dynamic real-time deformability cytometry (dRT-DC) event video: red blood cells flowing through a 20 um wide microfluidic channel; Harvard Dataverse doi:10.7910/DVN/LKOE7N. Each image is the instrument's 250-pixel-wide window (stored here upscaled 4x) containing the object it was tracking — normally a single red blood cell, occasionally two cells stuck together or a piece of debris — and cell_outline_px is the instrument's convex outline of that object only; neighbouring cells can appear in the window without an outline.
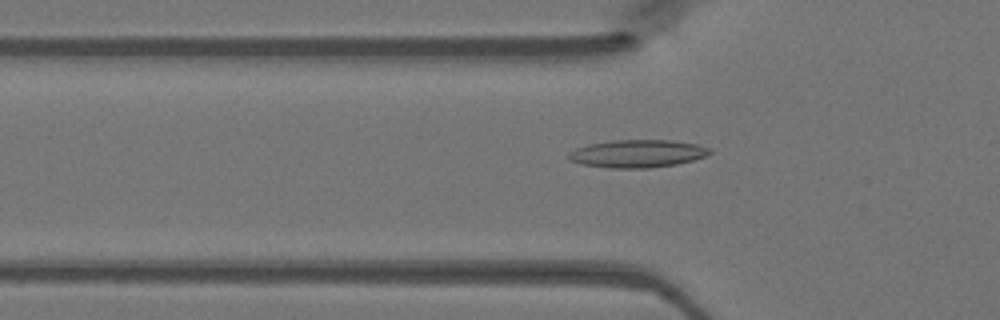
{"species": "Egyptian fruit bat (a non-hibernating species)", "species_latin": "Rousettus aegyptiacus", "temperature_condition": "warm", "stored_images_in_passage": 42, "camera_frame_rate_fps": 3000, "um_per_image_px": 0.085, "animal": {"sex": "female"}, "frame": {"image": 1, "passage_image": 10, "time_ms": 3.0, "image_size_px": [1000, 320], "cell_outline_px": [[712, 152], [704, 156], [692, 160], [676, 164], [648, 168], [612, 168], [580, 164], [568, 160], [568, 152], [576, 148], [588, 144], [612, 140], [672, 140], [696, 144], [712, 148]], "centroid_in_image_um": [54.15, 13.05], "position_along_channel_um": 71.6, "area_um2": 22.89}}
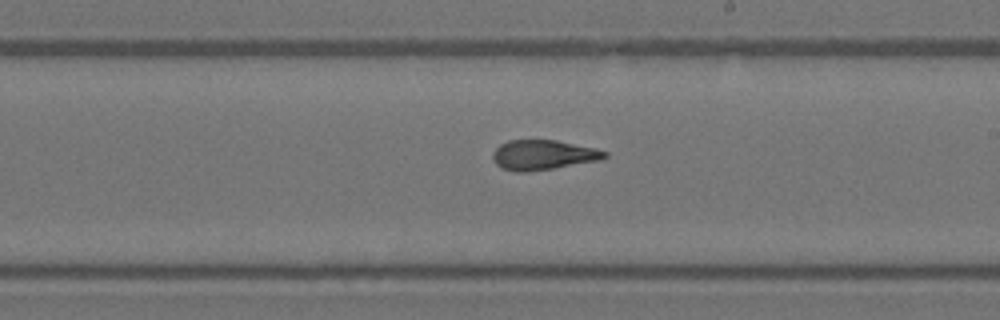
{"frame": {"image": 2, "passage_image": 22, "time_ms": 7.0, "image_size_px": [1000, 320], "cell_outline_px": [[608, 156], [600, 160], [528, 172], [516, 172], [500, 168], [492, 160], [492, 152], [500, 144], [508, 140], [556, 140], [596, 148], [608, 152]], "centroid_in_image_um": [46.13, 13.17], "position_along_channel_um": 242.9, "area_um2": 19.59}}
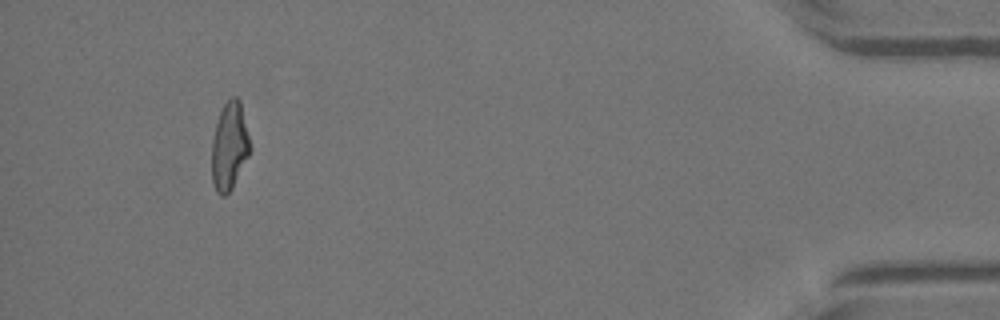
{"frame": {"image": 3, "passage_image": 39, "time_ms": 12.667, "image_size_px": [1000, 320], "cell_outline_px": [[252, 148], [232, 188], [224, 196], [220, 196], [216, 192], [212, 180], [212, 140], [216, 124], [220, 112], [224, 104], [232, 96], [236, 96], [240, 100]], "centroid_in_image_um": [19.51, 12.42], "position_along_channel_um": 415.7, "area_um2": 19.54}}